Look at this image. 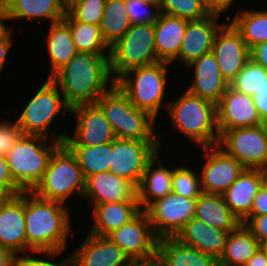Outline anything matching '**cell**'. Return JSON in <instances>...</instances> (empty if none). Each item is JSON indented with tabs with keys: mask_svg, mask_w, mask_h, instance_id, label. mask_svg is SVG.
Listing matches in <instances>:
<instances>
[{
	"mask_svg": "<svg viewBox=\"0 0 267 266\" xmlns=\"http://www.w3.org/2000/svg\"><path fill=\"white\" fill-rule=\"evenodd\" d=\"M168 65L166 62H158L131 69L121 75L115 84L136 108L156 118L163 102Z\"/></svg>",
	"mask_w": 267,
	"mask_h": 266,
	"instance_id": "ba28073f",
	"label": "cell"
},
{
	"mask_svg": "<svg viewBox=\"0 0 267 266\" xmlns=\"http://www.w3.org/2000/svg\"><path fill=\"white\" fill-rule=\"evenodd\" d=\"M206 164L200 174L203 193L222 195L246 169L219 146L204 147Z\"/></svg>",
	"mask_w": 267,
	"mask_h": 266,
	"instance_id": "2e32d148",
	"label": "cell"
},
{
	"mask_svg": "<svg viewBox=\"0 0 267 266\" xmlns=\"http://www.w3.org/2000/svg\"><path fill=\"white\" fill-rule=\"evenodd\" d=\"M267 80V70L250 59L229 84L238 92L253 96Z\"/></svg>",
	"mask_w": 267,
	"mask_h": 266,
	"instance_id": "8d00e7d4",
	"label": "cell"
},
{
	"mask_svg": "<svg viewBox=\"0 0 267 266\" xmlns=\"http://www.w3.org/2000/svg\"><path fill=\"white\" fill-rule=\"evenodd\" d=\"M16 254L10 249L0 246V266H14Z\"/></svg>",
	"mask_w": 267,
	"mask_h": 266,
	"instance_id": "816d5d0a",
	"label": "cell"
},
{
	"mask_svg": "<svg viewBox=\"0 0 267 266\" xmlns=\"http://www.w3.org/2000/svg\"><path fill=\"white\" fill-rule=\"evenodd\" d=\"M125 0H106L102 20L101 34L105 43L111 47L130 28Z\"/></svg>",
	"mask_w": 267,
	"mask_h": 266,
	"instance_id": "d6a6232c",
	"label": "cell"
},
{
	"mask_svg": "<svg viewBox=\"0 0 267 266\" xmlns=\"http://www.w3.org/2000/svg\"><path fill=\"white\" fill-rule=\"evenodd\" d=\"M12 32L8 28V31L0 37V73L6 60L9 49L11 48V34Z\"/></svg>",
	"mask_w": 267,
	"mask_h": 266,
	"instance_id": "f907efd6",
	"label": "cell"
},
{
	"mask_svg": "<svg viewBox=\"0 0 267 266\" xmlns=\"http://www.w3.org/2000/svg\"><path fill=\"white\" fill-rule=\"evenodd\" d=\"M217 18V15L209 14L202 19L189 21L176 59L188 66L202 55L212 52L215 36L224 25L219 24Z\"/></svg>",
	"mask_w": 267,
	"mask_h": 266,
	"instance_id": "44dd1931",
	"label": "cell"
},
{
	"mask_svg": "<svg viewBox=\"0 0 267 266\" xmlns=\"http://www.w3.org/2000/svg\"><path fill=\"white\" fill-rule=\"evenodd\" d=\"M232 1L233 0H202V3L208 14L219 16L224 11L229 10Z\"/></svg>",
	"mask_w": 267,
	"mask_h": 266,
	"instance_id": "c3c4849f",
	"label": "cell"
},
{
	"mask_svg": "<svg viewBox=\"0 0 267 266\" xmlns=\"http://www.w3.org/2000/svg\"><path fill=\"white\" fill-rule=\"evenodd\" d=\"M4 11L7 20L47 18L51 24L62 21L66 14L60 0H4Z\"/></svg>",
	"mask_w": 267,
	"mask_h": 266,
	"instance_id": "f1b7e54d",
	"label": "cell"
},
{
	"mask_svg": "<svg viewBox=\"0 0 267 266\" xmlns=\"http://www.w3.org/2000/svg\"><path fill=\"white\" fill-rule=\"evenodd\" d=\"M82 198L93 205L104 203L138 201L137 187L111 172H102L85 178Z\"/></svg>",
	"mask_w": 267,
	"mask_h": 266,
	"instance_id": "ffe728a7",
	"label": "cell"
},
{
	"mask_svg": "<svg viewBox=\"0 0 267 266\" xmlns=\"http://www.w3.org/2000/svg\"><path fill=\"white\" fill-rule=\"evenodd\" d=\"M216 112L217 128L220 135L226 130L264 124L253 98L238 92L230 85L216 104Z\"/></svg>",
	"mask_w": 267,
	"mask_h": 266,
	"instance_id": "9a60e30c",
	"label": "cell"
},
{
	"mask_svg": "<svg viewBox=\"0 0 267 266\" xmlns=\"http://www.w3.org/2000/svg\"><path fill=\"white\" fill-rule=\"evenodd\" d=\"M72 266H132V261L107 236L91 233L73 253Z\"/></svg>",
	"mask_w": 267,
	"mask_h": 266,
	"instance_id": "ac0fdd59",
	"label": "cell"
},
{
	"mask_svg": "<svg viewBox=\"0 0 267 266\" xmlns=\"http://www.w3.org/2000/svg\"><path fill=\"white\" fill-rule=\"evenodd\" d=\"M22 135L17 122H0V156L6 157Z\"/></svg>",
	"mask_w": 267,
	"mask_h": 266,
	"instance_id": "b9f144b4",
	"label": "cell"
},
{
	"mask_svg": "<svg viewBox=\"0 0 267 266\" xmlns=\"http://www.w3.org/2000/svg\"><path fill=\"white\" fill-rule=\"evenodd\" d=\"M50 32L46 41L48 55L51 61L50 78L57 70L63 67L78 52L73 41L69 26L62 20L50 24Z\"/></svg>",
	"mask_w": 267,
	"mask_h": 266,
	"instance_id": "1f68e13d",
	"label": "cell"
},
{
	"mask_svg": "<svg viewBox=\"0 0 267 266\" xmlns=\"http://www.w3.org/2000/svg\"><path fill=\"white\" fill-rule=\"evenodd\" d=\"M85 178L75 155L61 143L52 153L41 180L30 191L44 200L64 203L70 195L82 197Z\"/></svg>",
	"mask_w": 267,
	"mask_h": 266,
	"instance_id": "8992f818",
	"label": "cell"
},
{
	"mask_svg": "<svg viewBox=\"0 0 267 266\" xmlns=\"http://www.w3.org/2000/svg\"><path fill=\"white\" fill-rule=\"evenodd\" d=\"M261 187L267 191V168L261 169Z\"/></svg>",
	"mask_w": 267,
	"mask_h": 266,
	"instance_id": "9f6ffc18",
	"label": "cell"
},
{
	"mask_svg": "<svg viewBox=\"0 0 267 266\" xmlns=\"http://www.w3.org/2000/svg\"><path fill=\"white\" fill-rule=\"evenodd\" d=\"M259 248L267 255V238L259 241Z\"/></svg>",
	"mask_w": 267,
	"mask_h": 266,
	"instance_id": "680465c9",
	"label": "cell"
},
{
	"mask_svg": "<svg viewBox=\"0 0 267 266\" xmlns=\"http://www.w3.org/2000/svg\"><path fill=\"white\" fill-rule=\"evenodd\" d=\"M172 192L188 198H198L203 193L200 176L186 167L175 168L172 175Z\"/></svg>",
	"mask_w": 267,
	"mask_h": 266,
	"instance_id": "f35d334b",
	"label": "cell"
},
{
	"mask_svg": "<svg viewBox=\"0 0 267 266\" xmlns=\"http://www.w3.org/2000/svg\"><path fill=\"white\" fill-rule=\"evenodd\" d=\"M261 188V169H245L222 197L242 222L250 213L254 197Z\"/></svg>",
	"mask_w": 267,
	"mask_h": 266,
	"instance_id": "d4e9b609",
	"label": "cell"
},
{
	"mask_svg": "<svg viewBox=\"0 0 267 266\" xmlns=\"http://www.w3.org/2000/svg\"><path fill=\"white\" fill-rule=\"evenodd\" d=\"M258 249L259 241L244 224H240L229 233L218 266H244Z\"/></svg>",
	"mask_w": 267,
	"mask_h": 266,
	"instance_id": "4dcf8cb0",
	"label": "cell"
},
{
	"mask_svg": "<svg viewBox=\"0 0 267 266\" xmlns=\"http://www.w3.org/2000/svg\"><path fill=\"white\" fill-rule=\"evenodd\" d=\"M24 217L27 250L33 255L46 253L55 256L66 248V239L72 228L68 209L63 203L44 200L24 191Z\"/></svg>",
	"mask_w": 267,
	"mask_h": 266,
	"instance_id": "7a4b0ae2",
	"label": "cell"
},
{
	"mask_svg": "<svg viewBox=\"0 0 267 266\" xmlns=\"http://www.w3.org/2000/svg\"><path fill=\"white\" fill-rule=\"evenodd\" d=\"M160 11L162 14L188 21L199 20L209 15L202 0H161Z\"/></svg>",
	"mask_w": 267,
	"mask_h": 266,
	"instance_id": "74e56055",
	"label": "cell"
},
{
	"mask_svg": "<svg viewBox=\"0 0 267 266\" xmlns=\"http://www.w3.org/2000/svg\"><path fill=\"white\" fill-rule=\"evenodd\" d=\"M59 93V87L50 78H47L16 121L23 135L48 138L50 124L56 115L61 111H64V115L71 112V108Z\"/></svg>",
	"mask_w": 267,
	"mask_h": 266,
	"instance_id": "9c48e42d",
	"label": "cell"
},
{
	"mask_svg": "<svg viewBox=\"0 0 267 266\" xmlns=\"http://www.w3.org/2000/svg\"><path fill=\"white\" fill-rule=\"evenodd\" d=\"M188 66L195 67V78L187 90L217 104L229 83L223 78L215 55L212 52L202 55Z\"/></svg>",
	"mask_w": 267,
	"mask_h": 266,
	"instance_id": "7402d4cb",
	"label": "cell"
},
{
	"mask_svg": "<svg viewBox=\"0 0 267 266\" xmlns=\"http://www.w3.org/2000/svg\"><path fill=\"white\" fill-rule=\"evenodd\" d=\"M217 146L246 169L267 168V130L264 124L226 130L220 135Z\"/></svg>",
	"mask_w": 267,
	"mask_h": 266,
	"instance_id": "30bf717a",
	"label": "cell"
},
{
	"mask_svg": "<svg viewBox=\"0 0 267 266\" xmlns=\"http://www.w3.org/2000/svg\"><path fill=\"white\" fill-rule=\"evenodd\" d=\"M51 145L47 137L22 135L6 156L13 182L22 191H31L41 180L54 150L64 142L67 135L51 134ZM48 145V146H47Z\"/></svg>",
	"mask_w": 267,
	"mask_h": 266,
	"instance_id": "3957f363",
	"label": "cell"
},
{
	"mask_svg": "<svg viewBox=\"0 0 267 266\" xmlns=\"http://www.w3.org/2000/svg\"><path fill=\"white\" fill-rule=\"evenodd\" d=\"M141 1H144V2H147V3H155V4H159L161 3V0H141Z\"/></svg>",
	"mask_w": 267,
	"mask_h": 266,
	"instance_id": "91938a15",
	"label": "cell"
},
{
	"mask_svg": "<svg viewBox=\"0 0 267 266\" xmlns=\"http://www.w3.org/2000/svg\"><path fill=\"white\" fill-rule=\"evenodd\" d=\"M7 197V195L0 189V203Z\"/></svg>",
	"mask_w": 267,
	"mask_h": 266,
	"instance_id": "94428289",
	"label": "cell"
},
{
	"mask_svg": "<svg viewBox=\"0 0 267 266\" xmlns=\"http://www.w3.org/2000/svg\"><path fill=\"white\" fill-rule=\"evenodd\" d=\"M132 266H165L157 255L152 258L134 261Z\"/></svg>",
	"mask_w": 267,
	"mask_h": 266,
	"instance_id": "db71d44e",
	"label": "cell"
},
{
	"mask_svg": "<svg viewBox=\"0 0 267 266\" xmlns=\"http://www.w3.org/2000/svg\"><path fill=\"white\" fill-rule=\"evenodd\" d=\"M63 21L71 30L78 52L106 54L103 51L107 48L110 52V47L103 40L99 25L74 20L67 12Z\"/></svg>",
	"mask_w": 267,
	"mask_h": 266,
	"instance_id": "836d02e7",
	"label": "cell"
},
{
	"mask_svg": "<svg viewBox=\"0 0 267 266\" xmlns=\"http://www.w3.org/2000/svg\"><path fill=\"white\" fill-rule=\"evenodd\" d=\"M75 155L84 178L90 175L108 172L111 163L112 142L93 147L67 146Z\"/></svg>",
	"mask_w": 267,
	"mask_h": 266,
	"instance_id": "e575fe53",
	"label": "cell"
},
{
	"mask_svg": "<svg viewBox=\"0 0 267 266\" xmlns=\"http://www.w3.org/2000/svg\"><path fill=\"white\" fill-rule=\"evenodd\" d=\"M267 214V191L261 187L254 197L251 211L248 216H260Z\"/></svg>",
	"mask_w": 267,
	"mask_h": 266,
	"instance_id": "7dc6e473",
	"label": "cell"
},
{
	"mask_svg": "<svg viewBox=\"0 0 267 266\" xmlns=\"http://www.w3.org/2000/svg\"><path fill=\"white\" fill-rule=\"evenodd\" d=\"M109 62L114 81L131 69L160 62L154 43V24L131 25L110 47Z\"/></svg>",
	"mask_w": 267,
	"mask_h": 266,
	"instance_id": "52a82bcc",
	"label": "cell"
},
{
	"mask_svg": "<svg viewBox=\"0 0 267 266\" xmlns=\"http://www.w3.org/2000/svg\"><path fill=\"white\" fill-rule=\"evenodd\" d=\"M196 201L197 198H188L171 192L152 202L144 211L154 235L158 239L175 237L194 217Z\"/></svg>",
	"mask_w": 267,
	"mask_h": 266,
	"instance_id": "7c38bea8",
	"label": "cell"
},
{
	"mask_svg": "<svg viewBox=\"0 0 267 266\" xmlns=\"http://www.w3.org/2000/svg\"><path fill=\"white\" fill-rule=\"evenodd\" d=\"M188 20L162 14L154 23V43L160 62H173L180 52Z\"/></svg>",
	"mask_w": 267,
	"mask_h": 266,
	"instance_id": "cb8c5ba5",
	"label": "cell"
},
{
	"mask_svg": "<svg viewBox=\"0 0 267 266\" xmlns=\"http://www.w3.org/2000/svg\"><path fill=\"white\" fill-rule=\"evenodd\" d=\"M166 107L174 127L186 137L203 148L218 145L220 134L215 103L186 90L180 98L166 103Z\"/></svg>",
	"mask_w": 267,
	"mask_h": 266,
	"instance_id": "277c9868",
	"label": "cell"
},
{
	"mask_svg": "<svg viewBox=\"0 0 267 266\" xmlns=\"http://www.w3.org/2000/svg\"><path fill=\"white\" fill-rule=\"evenodd\" d=\"M76 114L74 136H66V146L93 147L112 142L116 136L110 122L97 104H81L71 109Z\"/></svg>",
	"mask_w": 267,
	"mask_h": 266,
	"instance_id": "5bb4252c",
	"label": "cell"
},
{
	"mask_svg": "<svg viewBox=\"0 0 267 266\" xmlns=\"http://www.w3.org/2000/svg\"><path fill=\"white\" fill-rule=\"evenodd\" d=\"M126 12L130 23L137 24H154L161 15L160 5L155 3H147L141 0H125ZM149 7L157 8L156 12L149 13Z\"/></svg>",
	"mask_w": 267,
	"mask_h": 266,
	"instance_id": "60d3db41",
	"label": "cell"
},
{
	"mask_svg": "<svg viewBox=\"0 0 267 266\" xmlns=\"http://www.w3.org/2000/svg\"><path fill=\"white\" fill-rule=\"evenodd\" d=\"M109 87L96 104L110 122L116 138L160 141V134L155 135L152 127L156 118L149 112L136 108L115 83H111Z\"/></svg>",
	"mask_w": 267,
	"mask_h": 266,
	"instance_id": "5b68a950",
	"label": "cell"
},
{
	"mask_svg": "<svg viewBox=\"0 0 267 266\" xmlns=\"http://www.w3.org/2000/svg\"><path fill=\"white\" fill-rule=\"evenodd\" d=\"M231 24L240 33L249 49L267 41V10L238 12Z\"/></svg>",
	"mask_w": 267,
	"mask_h": 266,
	"instance_id": "d590c367",
	"label": "cell"
},
{
	"mask_svg": "<svg viewBox=\"0 0 267 266\" xmlns=\"http://www.w3.org/2000/svg\"><path fill=\"white\" fill-rule=\"evenodd\" d=\"M0 189L7 196H15L22 190L13 182L9 173L6 157L0 156Z\"/></svg>",
	"mask_w": 267,
	"mask_h": 266,
	"instance_id": "7bdbcfd3",
	"label": "cell"
},
{
	"mask_svg": "<svg viewBox=\"0 0 267 266\" xmlns=\"http://www.w3.org/2000/svg\"><path fill=\"white\" fill-rule=\"evenodd\" d=\"M244 266H267V255L259 248Z\"/></svg>",
	"mask_w": 267,
	"mask_h": 266,
	"instance_id": "f5cc1de1",
	"label": "cell"
},
{
	"mask_svg": "<svg viewBox=\"0 0 267 266\" xmlns=\"http://www.w3.org/2000/svg\"><path fill=\"white\" fill-rule=\"evenodd\" d=\"M228 235L229 232L208 226L204 221L193 217L177 233L175 238L181 243L218 260L223 253Z\"/></svg>",
	"mask_w": 267,
	"mask_h": 266,
	"instance_id": "603a6c76",
	"label": "cell"
},
{
	"mask_svg": "<svg viewBox=\"0 0 267 266\" xmlns=\"http://www.w3.org/2000/svg\"><path fill=\"white\" fill-rule=\"evenodd\" d=\"M142 209L138 201L114 202L94 205V225L90 233L107 236L134 219Z\"/></svg>",
	"mask_w": 267,
	"mask_h": 266,
	"instance_id": "484cf974",
	"label": "cell"
},
{
	"mask_svg": "<svg viewBox=\"0 0 267 266\" xmlns=\"http://www.w3.org/2000/svg\"><path fill=\"white\" fill-rule=\"evenodd\" d=\"M160 141L115 138L109 172L138 187L147 164L157 155Z\"/></svg>",
	"mask_w": 267,
	"mask_h": 266,
	"instance_id": "8fae6325",
	"label": "cell"
},
{
	"mask_svg": "<svg viewBox=\"0 0 267 266\" xmlns=\"http://www.w3.org/2000/svg\"><path fill=\"white\" fill-rule=\"evenodd\" d=\"M156 255L165 266H218V260L185 245L175 237L158 239Z\"/></svg>",
	"mask_w": 267,
	"mask_h": 266,
	"instance_id": "4316f807",
	"label": "cell"
},
{
	"mask_svg": "<svg viewBox=\"0 0 267 266\" xmlns=\"http://www.w3.org/2000/svg\"><path fill=\"white\" fill-rule=\"evenodd\" d=\"M109 55V51L107 54L77 52L50 77L62 89L63 98L71 109L81 104H96L109 90L108 82L115 83L110 76Z\"/></svg>",
	"mask_w": 267,
	"mask_h": 266,
	"instance_id": "6da1fadb",
	"label": "cell"
},
{
	"mask_svg": "<svg viewBox=\"0 0 267 266\" xmlns=\"http://www.w3.org/2000/svg\"><path fill=\"white\" fill-rule=\"evenodd\" d=\"M264 126H265V128L267 130V121L264 122Z\"/></svg>",
	"mask_w": 267,
	"mask_h": 266,
	"instance_id": "be15d7a7",
	"label": "cell"
},
{
	"mask_svg": "<svg viewBox=\"0 0 267 266\" xmlns=\"http://www.w3.org/2000/svg\"><path fill=\"white\" fill-rule=\"evenodd\" d=\"M261 119L267 121V80L264 85L252 96Z\"/></svg>",
	"mask_w": 267,
	"mask_h": 266,
	"instance_id": "bcb514c9",
	"label": "cell"
},
{
	"mask_svg": "<svg viewBox=\"0 0 267 266\" xmlns=\"http://www.w3.org/2000/svg\"><path fill=\"white\" fill-rule=\"evenodd\" d=\"M250 59L267 70V41L258 43L250 49Z\"/></svg>",
	"mask_w": 267,
	"mask_h": 266,
	"instance_id": "681fc988",
	"label": "cell"
},
{
	"mask_svg": "<svg viewBox=\"0 0 267 266\" xmlns=\"http://www.w3.org/2000/svg\"><path fill=\"white\" fill-rule=\"evenodd\" d=\"M212 53L229 84L250 60V49L231 23L224 24L216 34Z\"/></svg>",
	"mask_w": 267,
	"mask_h": 266,
	"instance_id": "e0dca14e",
	"label": "cell"
},
{
	"mask_svg": "<svg viewBox=\"0 0 267 266\" xmlns=\"http://www.w3.org/2000/svg\"><path fill=\"white\" fill-rule=\"evenodd\" d=\"M4 11V0H0V12Z\"/></svg>",
	"mask_w": 267,
	"mask_h": 266,
	"instance_id": "6125c7cd",
	"label": "cell"
},
{
	"mask_svg": "<svg viewBox=\"0 0 267 266\" xmlns=\"http://www.w3.org/2000/svg\"><path fill=\"white\" fill-rule=\"evenodd\" d=\"M7 20L5 11L0 12V37L3 36L8 30L6 27V24L3 23V21Z\"/></svg>",
	"mask_w": 267,
	"mask_h": 266,
	"instance_id": "11a10c76",
	"label": "cell"
},
{
	"mask_svg": "<svg viewBox=\"0 0 267 266\" xmlns=\"http://www.w3.org/2000/svg\"><path fill=\"white\" fill-rule=\"evenodd\" d=\"M241 224H244L258 241L267 238V214L260 216H247Z\"/></svg>",
	"mask_w": 267,
	"mask_h": 266,
	"instance_id": "ee69618b",
	"label": "cell"
},
{
	"mask_svg": "<svg viewBox=\"0 0 267 266\" xmlns=\"http://www.w3.org/2000/svg\"><path fill=\"white\" fill-rule=\"evenodd\" d=\"M62 7L67 11L70 7H72L75 3L81 0H60Z\"/></svg>",
	"mask_w": 267,
	"mask_h": 266,
	"instance_id": "6f0895ef",
	"label": "cell"
},
{
	"mask_svg": "<svg viewBox=\"0 0 267 266\" xmlns=\"http://www.w3.org/2000/svg\"><path fill=\"white\" fill-rule=\"evenodd\" d=\"M49 259H37L30 256L17 257L15 259L14 266H72V257L71 254L66 258V260L61 261L60 263H53L48 261Z\"/></svg>",
	"mask_w": 267,
	"mask_h": 266,
	"instance_id": "f6af8a7d",
	"label": "cell"
},
{
	"mask_svg": "<svg viewBox=\"0 0 267 266\" xmlns=\"http://www.w3.org/2000/svg\"><path fill=\"white\" fill-rule=\"evenodd\" d=\"M0 246L16 255L27 250L24 217V191L7 196L0 203Z\"/></svg>",
	"mask_w": 267,
	"mask_h": 266,
	"instance_id": "d6986e66",
	"label": "cell"
},
{
	"mask_svg": "<svg viewBox=\"0 0 267 266\" xmlns=\"http://www.w3.org/2000/svg\"><path fill=\"white\" fill-rule=\"evenodd\" d=\"M157 159L158 154L147 164L137 187V199L142 210L172 192V175L175 168L169 170ZM156 161L159 164H156ZM154 163L157 165L155 169H153Z\"/></svg>",
	"mask_w": 267,
	"mask_h": 266,
	"instance_id": "83f0119b",
	"label": "cell"
},
{
	"mask_svg": "<svg viewBox=\"0 0 267 266\" xmlns=\"http://www.w3.org/2000/svg\"><path fill=\"white\" fill-rule=\"evenodd\" d=\"M194 217L208 226L234 231L241 221L232 213L222 195L202 193L196 201Z\"/></svg>",
	"mask_w": 267,
	"mask_h": 266,
	"instance_id": "f546056e",
	"label": "cell"
},
{
	"mask_svg": "<svg viewBox=\"0 0 267 266\" xmlns=\"http://www.w3.org/2000/svg\"><path fill=\"white\" fill-rule=\"evenodd\" d=\"M107 237L124 251L132 262L149 259L156 255L158 238L154 235L144 210Z\"/></svg>",
	"mask_w": 267,
	"mask_h": 266,
	"instance_id": "4fadbf2b",
	"label": "cell"
},
{
	"mask_svg": "<svg viewBox=\"0 0 267 266\" xmlns=\"http://www.w3.org/2000/svg\"><path fill=\"white\" fill-rule=\"evenodd\" d=\"M106 0H81L66 12L74 19L84 23L100 25Z\"/></svg>",
	"mask_w": 267,
	"mask_h": 266,
	"instance_id": "ab89813d",
	"label": "cell"
}]
</instances>
